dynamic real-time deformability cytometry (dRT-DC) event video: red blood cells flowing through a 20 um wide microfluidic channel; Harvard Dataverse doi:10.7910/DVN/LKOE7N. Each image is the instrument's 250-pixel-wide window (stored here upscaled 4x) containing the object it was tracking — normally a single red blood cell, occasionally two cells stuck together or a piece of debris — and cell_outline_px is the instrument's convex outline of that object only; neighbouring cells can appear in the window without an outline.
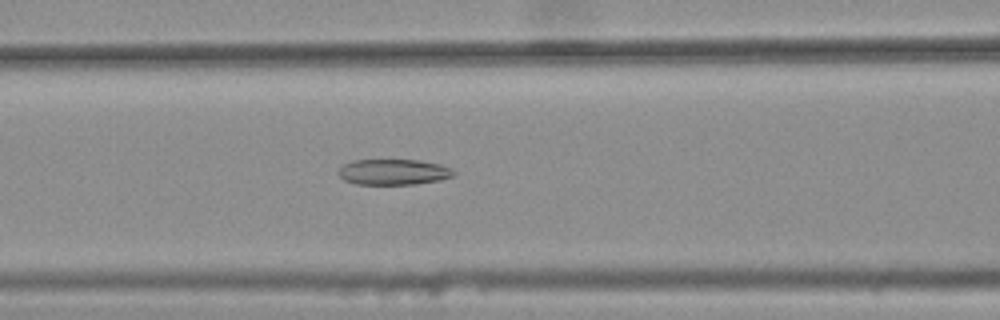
{"species": "common noctule bat (a hibernating species)", "species_latin": "Nyctalus noctula", "temperature_condition": "warm", "stored_images_in_passage": 46, "camera_frame_rate_fps": 3000, "um_per_image_px": 0.085, "animal": {"sex": "female", "body_mass_g": 25.1}, "frame": {"image": 1, "passage_image": 22, "time_ms": 7.0, "image_size_px": [1000, 320], "cell_outline_px": [[456, 172], [452, 176], [440, 180], [416, 184], [356, 184], [344, 180], [336, 172], [344, 164], [352, 160], [416, 160], [440, 164], [452, 168]], "centroid_in_image_um": [33.44, 14.62], "position_along_channel_um": 133.2, "area_um2": 17.28}}
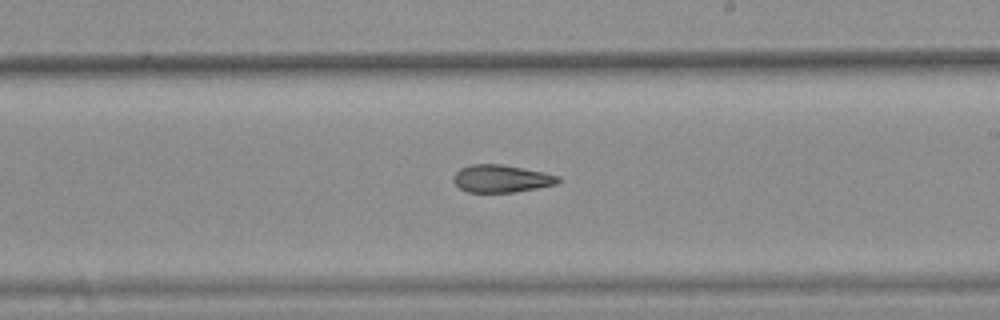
{"frame": {"image": 2, "passage_image": 31, "time_ms": 10.0, "image_size_px": [1000, 320], "cell_outline_px": [[560, 180], [556, 184], [516, 192], [468, 192], [460, 188], [452, 180], [456, 172], [460, 168], [472, 164], [500, 164], [544, 172], [560, 176]], "centroid_in_image_um": [42.61, 15.18], "position_along_channel_um": 246.4, "area_um2": 16.7}}
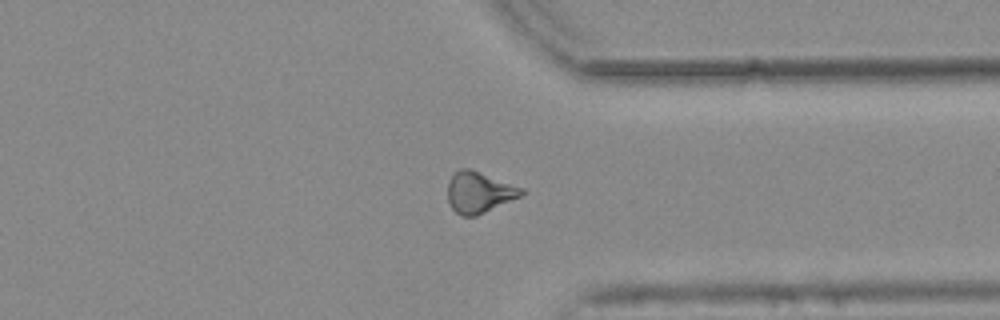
{"frame": {"image": 3, "passage_image": 41, "time_ms": 13.333, "image_size_px": [1000, 320], "cell_outline_px": [[524, 192], [520, 196], [476, 216], [460, 216], [452, 208], [448, 200], [448, 180], [460, 168], [472, 168], [524, 188]], "centroid_in_image_um": [40.71, 16.33], "position_along_channel_um": 370.7, "area_um2": 17.69}, "authors_computed_cell_mechanics": {"area_um2": 17.8602, "velocity_mm_per_s": 3.785, "shape_relaxation_time_tau1_ms": null, "shape_relaxation_time_tau2_ms": 3.0004, "deformation_change_tau1": null, "deformation_change_tau2": 0.1221}}